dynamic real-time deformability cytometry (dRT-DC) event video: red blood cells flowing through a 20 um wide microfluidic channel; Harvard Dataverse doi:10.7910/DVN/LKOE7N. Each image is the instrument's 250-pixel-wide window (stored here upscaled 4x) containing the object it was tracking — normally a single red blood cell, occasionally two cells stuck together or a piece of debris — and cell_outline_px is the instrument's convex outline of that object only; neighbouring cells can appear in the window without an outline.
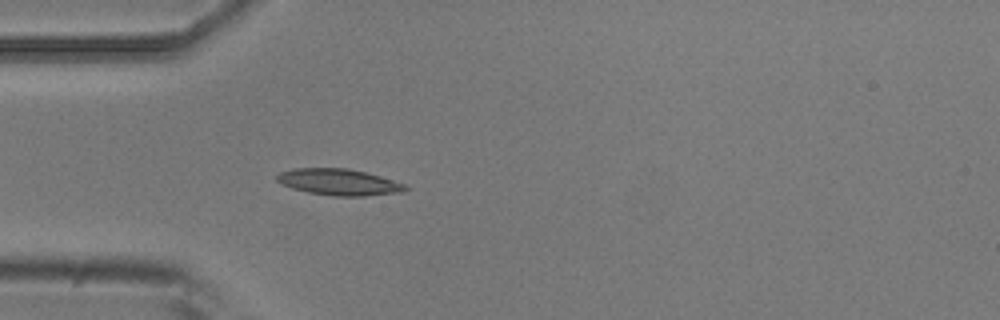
{"species": "common noctule bat (a hibernating species)", "species_latin": "Nyctalus noctula", "temperature_condition": "room temperature", "stored_images_in_passage": 3, "camera_frame_rate_fps": 3000, "um_per_image_px": 0.085, "animal": {"sex": "male", "body_mass_g": 20.5, "forearm_length_mm": 52.5}, "frame": {"image": 1, "passage_image": 3, "time_ms": 0.667, "image_size_px": [1000, 320], "cell_outline_px": [[408, 188], [404, 192], [364, 196], [332, 196], [308, 192], [292, 188], [280, 184], [276, 180], [276, 176], [280, 172], [292, 168], [348, 168], [380, 176], [404, 184]], "centroid_in_image_um": [28.77, 15.48], "position_along_channel_um": 56.2, "area_um2": 19.77}}